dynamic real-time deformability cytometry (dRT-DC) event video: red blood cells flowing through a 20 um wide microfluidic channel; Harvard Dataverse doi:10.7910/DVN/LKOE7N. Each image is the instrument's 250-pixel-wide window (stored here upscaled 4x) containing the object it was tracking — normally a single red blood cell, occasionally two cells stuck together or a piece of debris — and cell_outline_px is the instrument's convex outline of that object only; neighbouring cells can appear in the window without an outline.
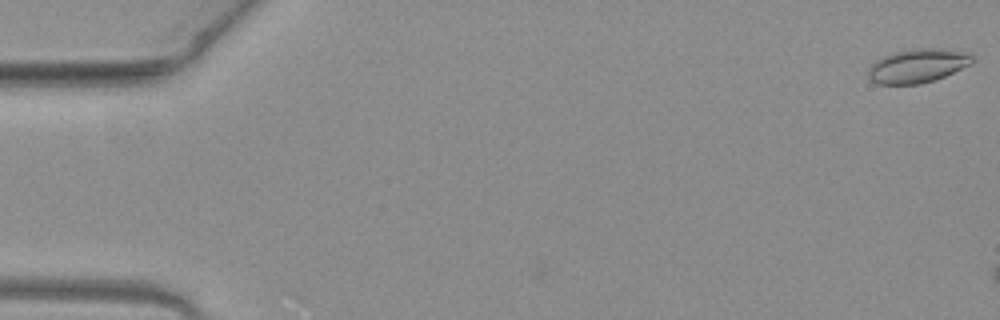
{"species": "common noctule bat (a hibernating species)", "species_latin": "Nyctalus noctula", "temperature_condition": "warm", "stored_images_in_passage": 13, "camera_frame_rate_fps": 3000, "um_per_image_px": 0.085, "animal": {"sex": "female", "body_mass_g": 19.3, "forearm_length_mm": 54.1}, "frame": {"image": 1, "passage_image": 1, "time_ms": 0.0, "image_size_px": [1000, 320], "cell_outline_px": [[972, 64], [944, 76], [920, 84], [876, 84], [868, 76], [868, 68], [876, 60], [884, 56], [896, 52], [912, 48], [948, 48], [968, 52], [972, 56]], "centroid_in_image_um": [78.01, 5.57], "position_along_channel_um": 7.0, "area_um2": 20.58}}